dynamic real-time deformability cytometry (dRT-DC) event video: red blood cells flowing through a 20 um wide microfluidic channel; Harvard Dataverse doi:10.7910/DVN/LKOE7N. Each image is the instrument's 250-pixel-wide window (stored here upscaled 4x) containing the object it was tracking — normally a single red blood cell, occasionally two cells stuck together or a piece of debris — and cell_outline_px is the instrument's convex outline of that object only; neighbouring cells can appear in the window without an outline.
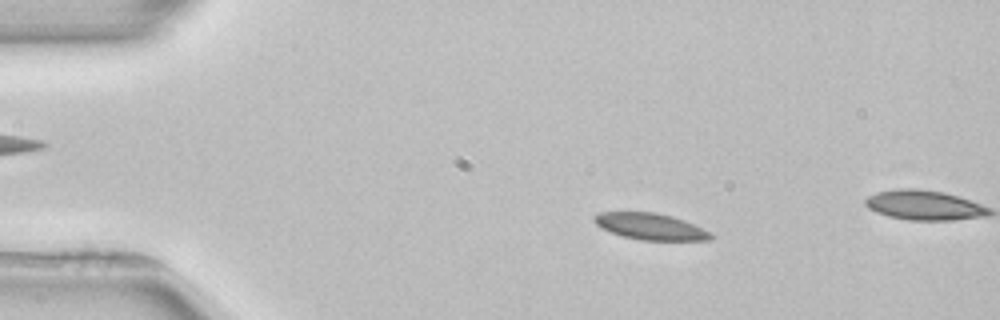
{"species": "common noctule bat (a hibernating species)", "species_latin": "Nyctalus noctula", "temperature_condition": "room temperature", "stored_images_in_passage": 2, "camera_frame_rate_fps": 3000, "um_per_image_px": 0.085, "animal": {"sex": "female", "body_mass_g": 22.7, "forearm_length_mm": 54.2}, "frame": {"image": 1, "passage_image": 1, "time_ms": 0.0, "image_size_px": [1000, 320], "cell_outline_px": [[716, 236], [712, 240], [640, 240], [624, 236], [600, 228], [592, 220], [600, 212], [656, 212], [672, 216], [684, 220]], "centroid_in_image_um": [55.28, 19.25], "position_along_channel_um": 29.7, "area_um2": 17.8}}